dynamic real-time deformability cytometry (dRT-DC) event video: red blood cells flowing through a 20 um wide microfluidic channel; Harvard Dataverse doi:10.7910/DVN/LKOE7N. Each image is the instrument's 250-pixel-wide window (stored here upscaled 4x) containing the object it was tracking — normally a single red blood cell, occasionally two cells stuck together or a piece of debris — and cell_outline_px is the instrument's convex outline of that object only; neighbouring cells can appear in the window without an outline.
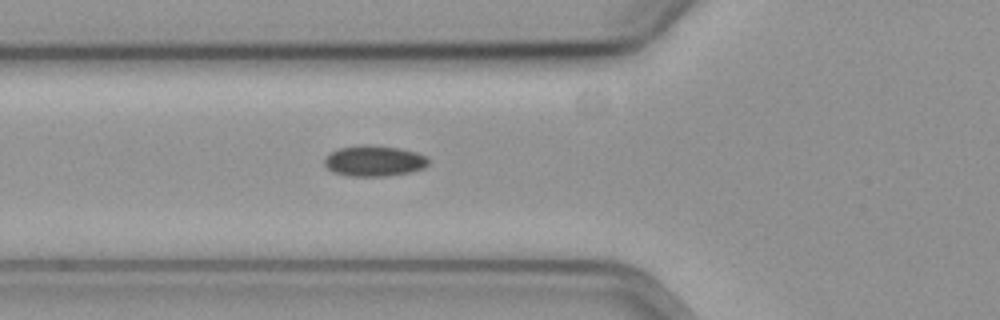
{"species": "common noctule bat (a hibernating species)", "species_latin": "Nyctalus noctula", "temperature_condition": "cold", "stored_images_in_passage": 14, "camera_frame_rate_fps": 3000, "um_per_image_px": 0.085, "animal": {"sex": "female", "body_mass_g": 19.3, "forearm_length_mm": 54.1}, "frame": {"image": 1, "passage_image": 10, "time_ms": 3.0, "image_size_px": [1000, 320], "cell_outline_px": [[428, 164], [424, 168], [408, 172], [384, 176], [352, 176], [332, 172], [324, 164], [324, 160], [332, 152], [340, 148], [364, 144], [400, 148], [416, 152], [428, 156]], "centroid_in_image_um": [31.82, 13.67], "position_along_channel_um": 94.0, "area_um2": 18.5}}